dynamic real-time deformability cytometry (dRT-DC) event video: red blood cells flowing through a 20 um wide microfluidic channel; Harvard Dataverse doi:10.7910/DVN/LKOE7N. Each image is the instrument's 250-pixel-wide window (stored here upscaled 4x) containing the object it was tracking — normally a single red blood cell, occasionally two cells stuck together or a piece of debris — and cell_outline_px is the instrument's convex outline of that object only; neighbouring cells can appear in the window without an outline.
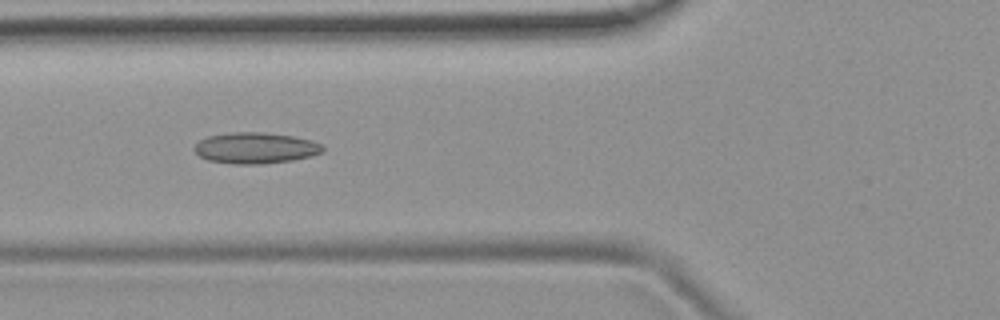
{"species": "common noctule bat (a hibernating species)", "species_latin": "Nyctalus noctula", "temperature_condition": "room temperature", "stored_images_in_passage": 40, "camera_frame_rate_fps": 3000, "um_per_image_px": 0.085, "animal": {"sex": "female", "body_mass_g": 19.9}, "frame": {"image": 1, "passage_image": 10, "time_ms": 3.0, "image_size_px": [1000, 320], "cell_outline_px": [[324, 152], [312, 156], [292, 160], [260, 164], [232, 164], [208, 160], [200, 156], [192, 148], [200, 140], [208, 136], [228, 132], [264, 132], [292, 136], [312, 140], [320, 144], [324, 148]], "centroid_in_image_um": [21.71, 12.58], "position_along_channel_um": 104.1, "area_um2": 23.35}}
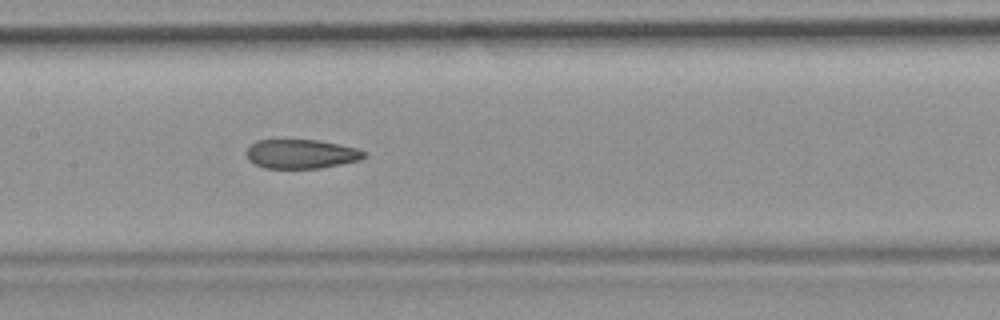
{"frame": {"image": 2, "passage_image": 16, "time_ms": 5.0, "image_size_px": [1000, 320], "cell_outline_px": [[368, 152], [360, 160], [320, 168], [264, 168], [248, 160], [244, 152], [256, 140], [316, 140], [356, 148]], "centroid_in_image_um": [25.57, 13.09], "position_along_channel_um": 181.8, "area_um2": 19.88}}
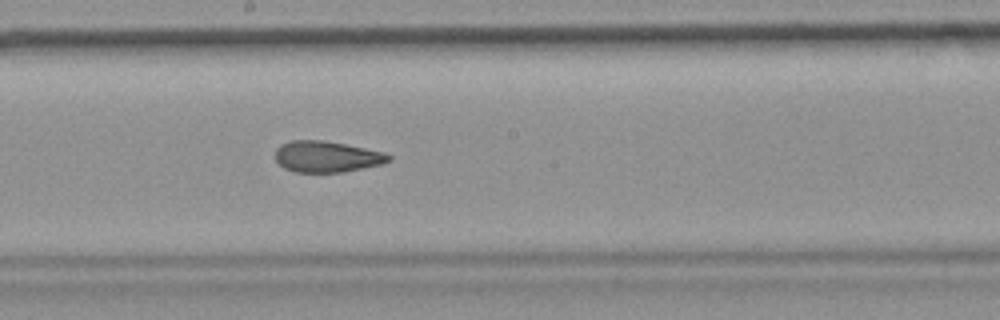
{"frame": {"image": 3, "passage_image": 19, "time_ms": 6.0, "image_size_px": [1000, 320], "cell_outline_px": [[392, 160], [384, 164], [344, 172], [296, 172], [284, 168], [276, 160], [276, 148], [280, 144], [292, 140], [324, 140], [384, 152], [392, 156]], "centroid_in_image_um": [27.8, 13.32], "position_along_channel_um": 220.4, "area_um2": 20.69}}